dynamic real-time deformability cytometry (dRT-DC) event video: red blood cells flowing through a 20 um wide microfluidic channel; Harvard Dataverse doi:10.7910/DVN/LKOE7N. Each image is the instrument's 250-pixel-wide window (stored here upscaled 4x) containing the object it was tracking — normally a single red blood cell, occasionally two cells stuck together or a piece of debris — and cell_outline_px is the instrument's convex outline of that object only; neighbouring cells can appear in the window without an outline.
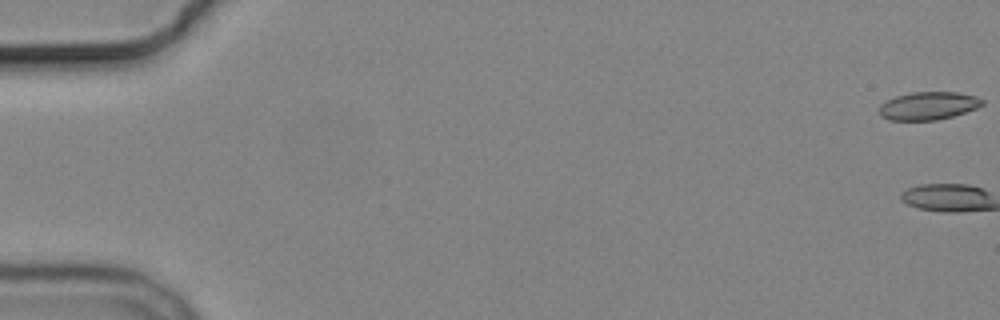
{"species": "common noctule bat (a hibernating species)", "species_latin": "Nyctalus noctula", "temperature_condition": "cold", "stored_images_in_passage": 7, "camera_frame_rate_fps": 3000, "um_per_image_px": 0.085, "animal": {"sex": "male", "body_mass_g": 19.2, "forearm_length_mm": 51.8}, "frame": {"image": 1, "passage_image": 1, "time_ms": 0.0, "image_size_px": [1000, 320], "cell_outline_px": [[984, 104], [976, 108], [952, 116], [936, 120], [888, 120], [880, 116], [880, 104], [896, 96], [912, 92], [956, 92], [976, 96], [984, 100]], "centroid_in_image_um": [78.9, 8.99], "position_along_channel_um": 6.1, "area_um2": 16.7}}